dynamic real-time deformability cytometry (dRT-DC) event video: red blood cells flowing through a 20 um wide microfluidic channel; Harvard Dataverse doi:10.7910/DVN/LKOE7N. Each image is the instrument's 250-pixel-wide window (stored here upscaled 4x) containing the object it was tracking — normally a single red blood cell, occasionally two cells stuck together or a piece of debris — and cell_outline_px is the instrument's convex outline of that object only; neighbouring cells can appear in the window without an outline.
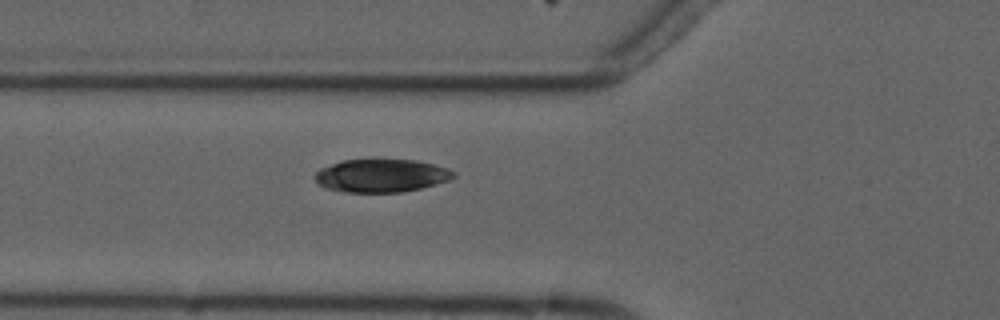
{"species": "common noctule bat (a hibernating species)", "species_latin": "Nyctalus noctula", "temperature_condition": "cold", "stored_images_in_passage": 2, "camera_frame_rate_fps": 3000, "um_per_image_px": 0.085, "animal": {"sex": "male", "forearm_length_mm": 52.5}, "frame": {"image": 1, "passage_image": 2, "time_ms": 1.0, "image_size_px": [1000, 320], "cell_outline_px": [[456, 176], [448, 180], [420, 188], [400, 192], [344, 192], [328, 188], [320, 184], [316, 180], [316, 172], [320, 168], [344, 160], [416, 160], [448, 168], [456, 172]], "centroid_in_image_um": [32.44, 14.93], "position_along_channel_um": 93.4, "area_um2": 26.3}}